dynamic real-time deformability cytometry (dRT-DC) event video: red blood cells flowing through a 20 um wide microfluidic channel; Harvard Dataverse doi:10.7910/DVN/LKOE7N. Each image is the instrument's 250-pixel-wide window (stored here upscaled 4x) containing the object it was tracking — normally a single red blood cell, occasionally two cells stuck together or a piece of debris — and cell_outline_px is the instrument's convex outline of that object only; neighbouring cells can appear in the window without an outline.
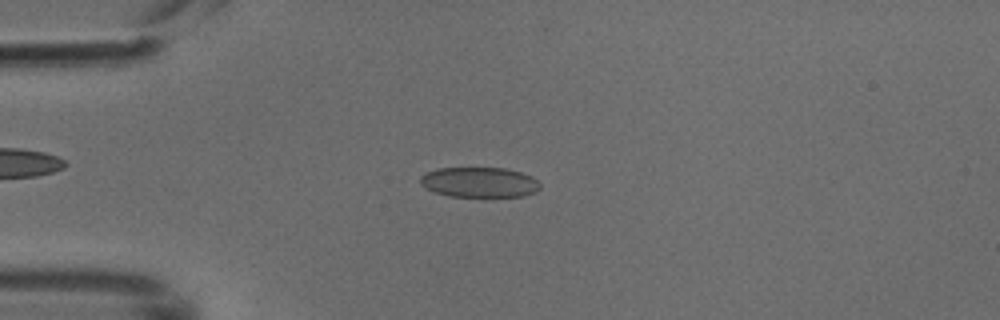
{"species": "common noctule bat (a hibernating species)", "species_latin": "Nyctalus noctula", "temperature_condition": "cold", "stored_images_in_passage": 49, "camera_frame_rate_fps": 3000, "um_per_image_px": 0.085, "animal": {"sex": "male", "body_mass_g": 18.8}, "frame": {"image": 1, "passage_image": 12, "time_ms": 3.667, "image_size_px": [1000, 320], "cell_outline_px": [[540, 188], [536, 192], [524, 196], [448, 196], [436, 192], [420, 184], [420, 176], [436, 168], [504, 168], [520, 172], [532, 176], [540, 184]], "centroid_in_image_um": [40.76, 15.49], "position_along_channel_um": 44.2, "area_um2": 20.92}}
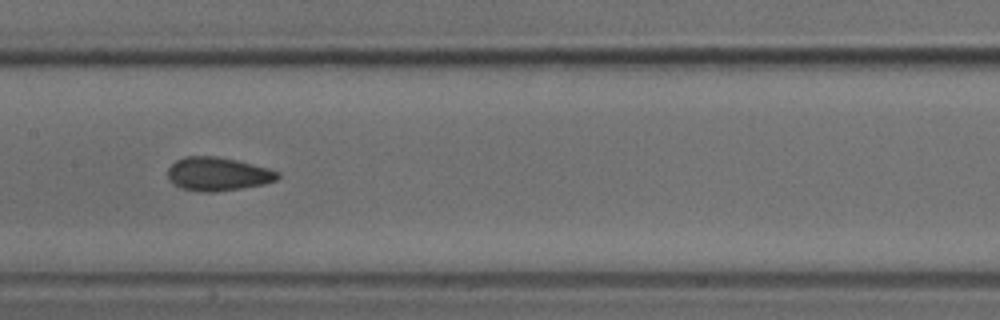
{"frame": {"image": 2, "passage_image": 24, "time_ms": 7.667, "image_size_px": [1000, 320], "cell_outline_px": [[280, 176], [276, 180], [264, 184], [216, 192], [200, 192], [180, 188], [172, 184], [168, 180], [168, 168], [176, 160], [184, 156], [216, 156], [236, 160], [268, 168], [280, 172]], "centroid_in_image_um": [18.48, 14.79], "position_along_channel_um": 188.9, "area_um2": 21.62}}
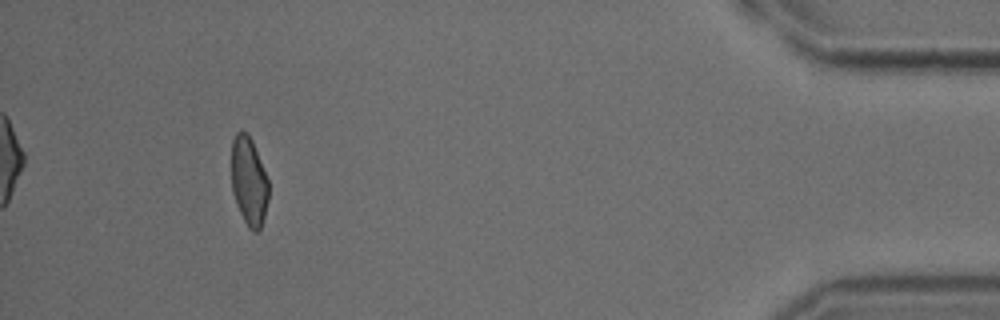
{"frame": {"image": 3, "passage_image": 45, "time_ms": 14.667, "image_size_px": [1000, 320], "cell_outline_px": [[268, 200], [264, 216], [260, 228], [256, 232], [252, 232], [248, 228], [240, 212], [232, 192], [232, 140], [236, 132], [248, 132], [252, 140], [268, 180]], "centroid_in_image_um": [21.15, 15.41], "position_along_channel_um": 414.0, "area_um2": 19.02}}